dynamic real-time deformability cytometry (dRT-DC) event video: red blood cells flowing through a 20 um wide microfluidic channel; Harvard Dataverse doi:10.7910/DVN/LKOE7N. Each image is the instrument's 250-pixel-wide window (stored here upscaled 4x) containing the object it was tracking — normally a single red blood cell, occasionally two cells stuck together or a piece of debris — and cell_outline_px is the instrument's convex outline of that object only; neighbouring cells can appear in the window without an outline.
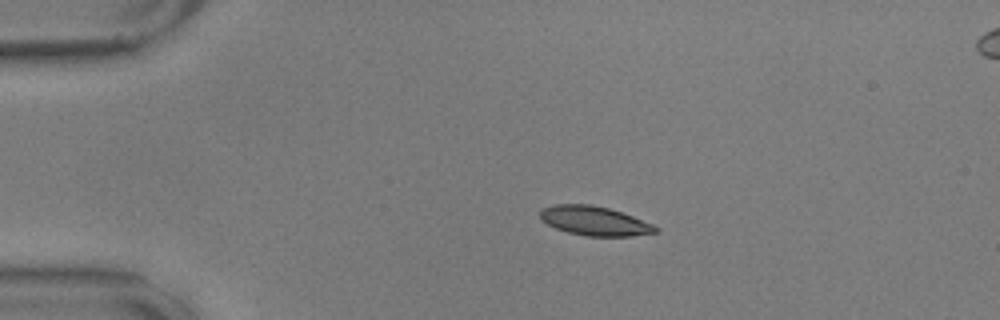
{"species": "common noctule bat (a hibernating species)", "species_latin": "Nyctalus noctula", "temperature_condition": "warm", "stored_images_in_passage": 46, "camera_frame_rate_fps": 3000, "um_per_image_px": 0.085, "animal": {"sex": "male", "body_mass_g": 17.9, "forearm_length_mm": 54.2}, "frame": {"image": 1, "passage_image": 1, "time_ms": 0.0, "image_size_px": [1000, 320], "cell_outline_px": [[660, 232], [632, 236], [584, 236], [568, 232], [556, 228], [540, 220], [540, 208], [556, 204], [592, 204], [608, 208], [632, 216], [652, 224], [660, 228]], "centroid_in_image_um": [50.53, 18.78], "position_along_channel_um": 34.5, "area_um2": 19.77}}
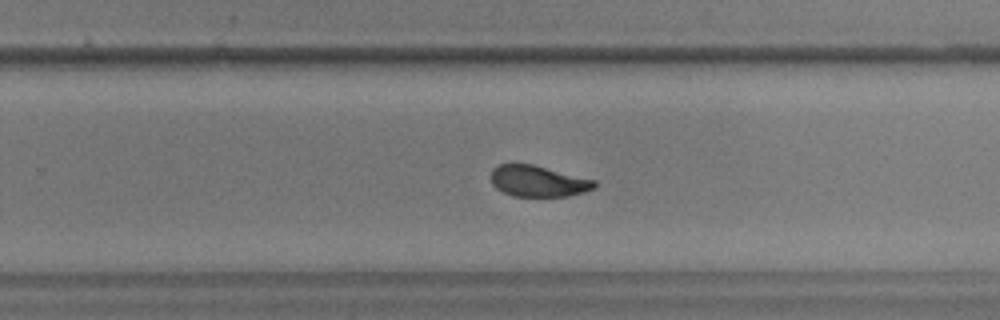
{"frame": {"image": 2, "passage_image": 26, "time_ms": 8.333, "image_size_px": [1000, 320], "cell_outline_px": [[596, 188], [584, 192], [568, 196], [512, 196], [496, 188], [492, 184], [492, 168], [500, 164], [532, 164], [596, 180]], "centroid_in_image_um": [45.76, 15.4], "position_along_channel_um": 284.0, "area_um2": 18.73}}
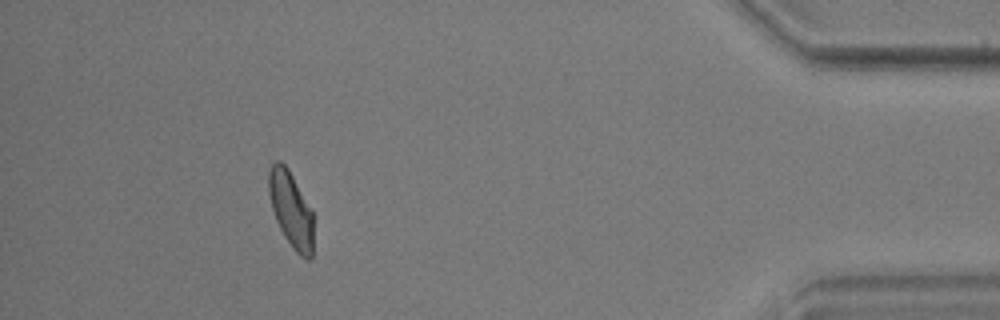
{"frame": {"image": 3, "passage_image": 41, "time_ms": 13.333, "image_size_px": [1000, 320], "cell_outline_px": [[312, 260], [308, 260], [300, 256], [292, 248], [284, 236], [276, 220], [272, 208], [268, 192], [268, 172], [272, 164], [276, 160], [280, 160], [288, 168], [312, 208]], "centroid_in_image_um": [24.73, 17.79], "position_along_channel_um": 410.5, "area_um2": 19.88}, "authors_computed_cell_mechanics": {"area_um2": 19.8543, "velocity_mm_per_s": 3.5587, "shape_relaxation_time_tau1_ms": 5.7035, "shape_relaxation_time_tau2_ms": 1.7215, "deformation_change_tau1": 0.1551, "deformation_change_tau2": 0.0642}}